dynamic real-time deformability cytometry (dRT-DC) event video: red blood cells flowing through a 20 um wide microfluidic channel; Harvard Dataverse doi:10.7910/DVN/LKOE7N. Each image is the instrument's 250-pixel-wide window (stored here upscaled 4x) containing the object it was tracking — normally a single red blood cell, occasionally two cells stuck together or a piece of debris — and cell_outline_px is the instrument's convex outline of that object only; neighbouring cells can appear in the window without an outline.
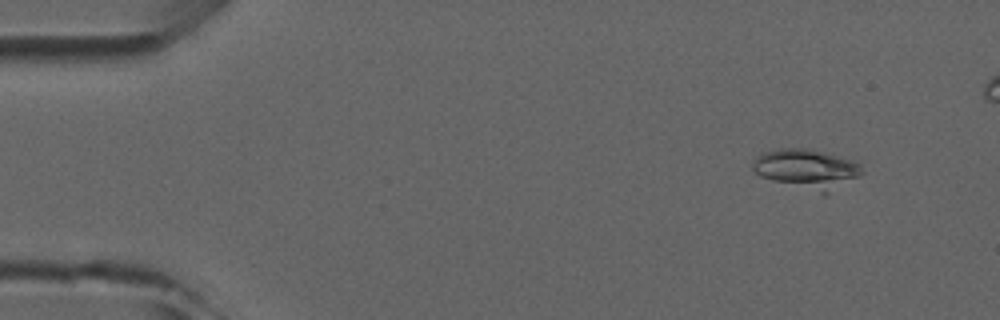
{"species": "common noctule bat (a hibernating species)", "species_latin": "Nyctalus noctula", "temperature_condition": "room temperature", "stored_images_in_passage": 5, "camera_frame_rate_fps": 3000, "um_per_image_px": 0.085, "animal": {"sex": "male", "forearm_length_mm": 52.5}, "frame": {"image": 1, "passage_image": 2, "time_ms": 1.333, "image_size_px": [1000, 320], "cell_outline_px": [[864, 172], [860, 176], [824, 196], [772, 180], [760, 176], [752, 168], [752, 164], [764, 152], [780, 148], [808, 148], [848, 160], [860, 164]], "centroid_in_image_um": [68.6, 14.4], "position_along_channel_um": 16.4, "area_um2": 25.03}}